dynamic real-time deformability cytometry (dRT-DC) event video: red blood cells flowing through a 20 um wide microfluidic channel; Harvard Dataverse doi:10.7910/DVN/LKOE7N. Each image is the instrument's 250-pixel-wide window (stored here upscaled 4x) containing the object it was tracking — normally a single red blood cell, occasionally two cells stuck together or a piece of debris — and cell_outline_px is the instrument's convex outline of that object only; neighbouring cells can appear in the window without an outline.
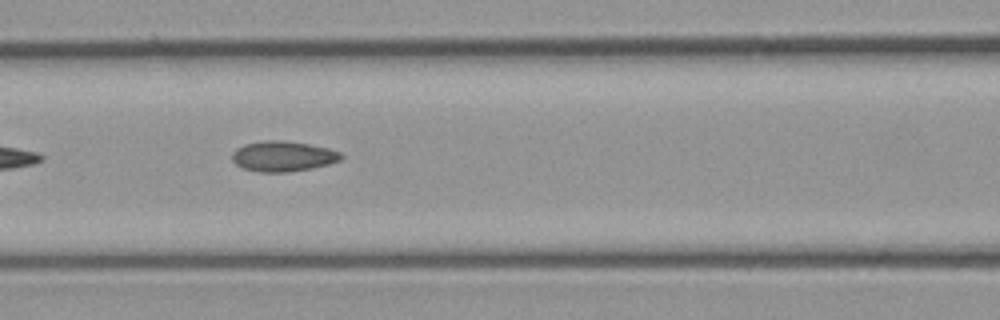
{"species": "common noctule bat (a hibernating species)", "species_latin": "Nyctalus noctula", "temperature_condition": "cold", "stored_images_in_passage": 7, "camera_frame_rate_fps": 3000, "um_per_image_px": 0.085, "animal": {"sex": "male", "body_mass_g": 23.1, "forearm_length_mm": 52.7}, "frame": {"image": 1, "passage_image": 7, "time_ms": 7.667, "image_size_px": [1000, 320], "cell_outline_px": [[344, 156], [340, 160], [328, 164], [312, 168], [288, 172], [260, 172], [244, 168], [236, 164], [232, 160], [232, 152], [236, 148], [244, 144], [264, 140], [284, 140], [308, 144], [328, 148], [340, 152]], "centroid_in_image_um": [24.04, 13.27], "position_along_channel_um": 142.6, "area_um2": 19.31}}